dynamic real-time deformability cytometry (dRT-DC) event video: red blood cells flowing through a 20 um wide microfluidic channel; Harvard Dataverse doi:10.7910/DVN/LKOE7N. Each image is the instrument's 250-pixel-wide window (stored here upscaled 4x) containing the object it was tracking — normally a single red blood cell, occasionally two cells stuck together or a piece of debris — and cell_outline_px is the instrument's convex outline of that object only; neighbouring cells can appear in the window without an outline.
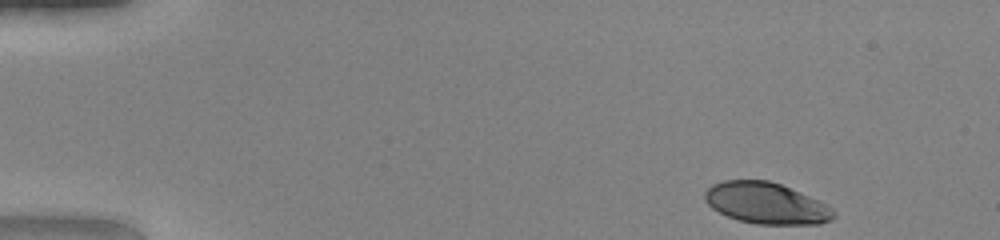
{"species": "human", "species_latin": "Homo sapiens", "temperature_condition": "warm", "stored_images_in_passage": 45, "camera_frame_rate_fps": 3000, "um_per_image_px": 0.085, "donor": {"sex": "female"}, "frame": {"image": 1, "passage_image": 1, "time_ms": 0.0, "image_size_px": [1000, 240], "cell_outline_px": [[836, 216], [832, 220], [820, 224], [756, 224], [740, 220], [728, 216], [712, 208], [704, 200], [704, 192], [712, 184], [724, 180], [768, 180], [780, 184], [800, 192], [832, 208], [836, 212]], "centroid_in_image_um": [65.12, 17.27], "position_along_channel_um": 19.9, "area_um2": 30.87}}
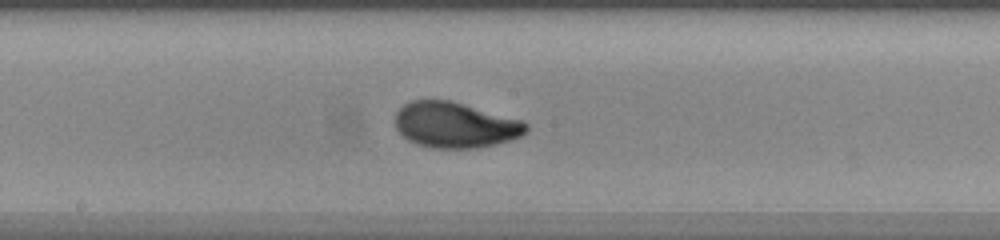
{"frame": {"image": 2, "passage_image": 23, "time_ms": 7.333, "image_size_px": [1000, 240], "cell_outline_px": [[528, 132], [512, 140], [480, 148], [432, 148], [416, 144], [408, 140], [396, 128], [396, 112], [404, 104], [412, 100], [452, 100], [524, 120], [528, 124]], "centroid_in_image_um": [38.74, 10.62], "position_along_channel_um": 209.5, "area_um2": 35.26}}
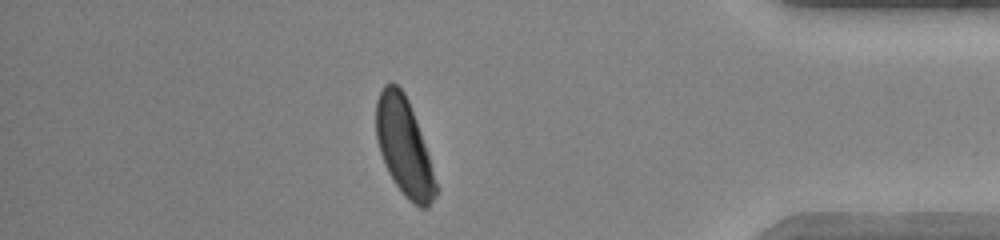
{"frame": {"image": 3, "passage_image": 39, "time_ms": 12.667, "image_size_px": [1000, 240], "cell_outline_px": [[440, 188], [436, 196], [428, 208], [420, 208], [408, 200], [404, 196], [388, 172], [384, 164], [380, 152], [376, 136], [376, 100], [384, 84], [392, 80], [404, 92], [408, 100], [416, 120]], "centroid_in_image_um": [34.36, 12.51], "position_along_channel_um": 400.8, "area_um2": 34.16}, "authors_computed_cell_mechanics": {"area_um2": 33.9864, "velocity_mm_per_s": 4.1716, "shape_relaxation_time_tau1_ms": 2.4897, "shape_relaxation_time_tau2_ms": null, "deformation_change_tau1": 0.1612, "deformation_change_tau2": null}}